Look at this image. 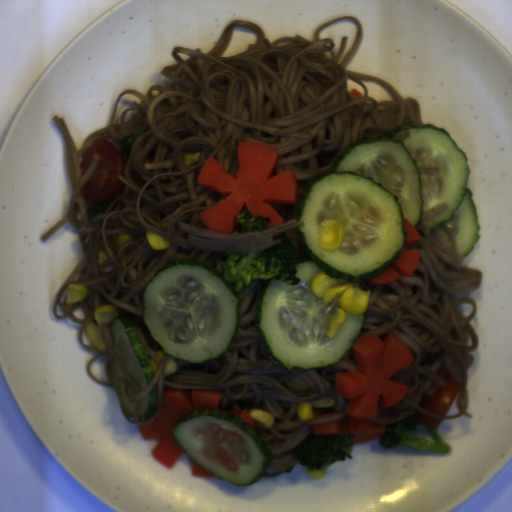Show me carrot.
Returning a JSON list of instances; mask_svg holds the SVG:
<instances>
[{
  "label": "carrot",
  "mask_w": 512,
  "mask_h": 512,
  "mask_svg": "<svg viewBox=\"0 0 512 512\" xmlns=\"http://www.w3.org/2000/svg\"><path fill=\"white\" fill-rule=\"evenodd\" d=\"M238 171L230 175L214 158L207 159L200 171L198 184L210 189L222 200L198 215L205 227L234 234L242 230L239 214L246 209L252 217L270 218L265 229L284 223L271 203L297 204L298 179L288 169L273 177L270 174L277 161L276 148L257 141H240L236 146Z\"/></svg>",
  "instance_id": "carrot-1"
},
{
  "label": "carrot",
  "mask_w": 512,
  "mask_h": 512,
  "mask_svg": "<svg viewBox=\"0 0 512 512\" xmlns=\"http://www.w3.org/2000/svg\"><path fill=\"white\" fill-rule=\"evenodd\" d=\"M357 369L336 372L337 392L351 400L343 419L311 425L315 437L352 434L350 443L370 442L385 434V424L369 419L379 414V403L388 409L407 393L408 385L391 377L414 363L411 349L393 334L382 341L375 333L356 340L352 346Z\"/></svg>",
  "instance_id": "carrot-2"
},
{
  "label": "carrot",
  "mask_w": 512,
  "mask_h": 512,
  "mask_svg": "<svg viewBox=\"0 0 512 512\" xmlns=\"http://www.w3.org/2000/svg\"><path fill=\"white\" fill-rule=\"evenodd\" d=\"M222 395L217 390L193 389L190 393L183 388L163 389L159 415L149 424L138 425V431L144 440L159 438L151 455L172 469L185 453L173 438V425L192 410H219Z\"/></svg>",
  "instance_id": "carrot-3"
},
{
  "label": "carrot",
  "mask_w": 512,
  "mask_h": 512,
  "mask_svg": "<svg viewBox=\"0 0 512 512\" xmlns=\"http://www.w3.org/2000/svg\"><path fill=\"white\" fill-rule=\"evenodd\" d=\"M421 252L415 249H403L397 259L384 271L373 278L367 279L372 286L387 285L400 277L413 274L420 261Z\"/></svg>",
  "instance_id": "carrot-4"
},
{
  "label": "carrot",
  "mask_w": 512,
  "mask_h": 512,
  "mask_svg": "<svg viewBox=\"0 0 512 512\" xmlns=\"http://www.w3.org/2000/svg\"><path fill=\"white\" fill-rule=\"evenodd\" d=\"M403 228L406 232L404 247L413 246L421 239L416 228L406 218H403Z\"/></svg>",
  "instance_id": "carrot-5"
},
{
  "label": "carrot",
  "mask_w": 512,
  "mask_h": 512,
  "mask_svg": "<svg viewBox=\"0 0 512 512\" xmlns=\"http://www.w3.org/2000/svg\"><path fill=\"white\" fill-rule=\"evenodd\" d=\"M190 464H191V472H192L193 477H216V476L208 473L206 470H204L201 466H199L191 458H190ZM216 478H218V477H216Z\"/></svg>",
  "instance_id": "carrot-6"
},
{
  "label": "carrot",
  "mask_w": 512,
  "mask_h": 512,
  "mask_svg": "<svg viewBox=\"0 0 512 512\" xmlns=\"http://www.w3.org/2000/svg\"><path fill=\"white\" fill-rule=\"evenodd\" d=\"M226 412H229L231 414L236 415L237 417H239L242 420H244L247 423H249L256 430L257 424L254 422V420L249 415L250 412H246V411H243V410L242 411H226Z\"/></svg>",
  "instance_id": "carrot-7"
},
{
  "label": "carrot",
  "mask_w": 512,
  "mask_h": 512,
  "mask_svg": "<svg viewBox=\"0 0 512 512\" xmlns=\"http://www.w3.org/2000/svg\"><path fill=\"white\" fill-rule=\"evenodd\" d=\"M337 414L338 413L336 411L335 412L324 413V414H318V415H313L312 419H322V418L331 417V416H334V415H337Z\"/></svg>",
  "instance_id": "carrot-8"
},
{
  "label": "carrot",
  "mask_w": 512,
  "mask_h": 512,
  "mask_svg": "<svg viewBox=\"0 0 512 512\" xmlns=\"http://www.w3.org/2000/svg\"><path fill=\"white\" fill-rule=\"evenodd\" d=\"M350 94H351L355 99H357V98H362V96H363V92L359 91V90H358V89H356V88H352V89L350 90Z\"/></svg>",
  "instance_id": "carrot-9"
},
{
  "label": "carrot",
  "mask_w": 512,
  "mask_h": 512,
  "mask_svg": "<svg viewBox=\"0 0 512 512\" xmlns=\"http://www.w3.org/2000/svg\"><path fill=\"white\" fill-rule=\"evenodd\" d=\"M372 111H373V108L367 109V110L364 112V119L371 117V115H372Z\"/></svg>",
  "instance_id": "carrot-10"
}]
</instances>
